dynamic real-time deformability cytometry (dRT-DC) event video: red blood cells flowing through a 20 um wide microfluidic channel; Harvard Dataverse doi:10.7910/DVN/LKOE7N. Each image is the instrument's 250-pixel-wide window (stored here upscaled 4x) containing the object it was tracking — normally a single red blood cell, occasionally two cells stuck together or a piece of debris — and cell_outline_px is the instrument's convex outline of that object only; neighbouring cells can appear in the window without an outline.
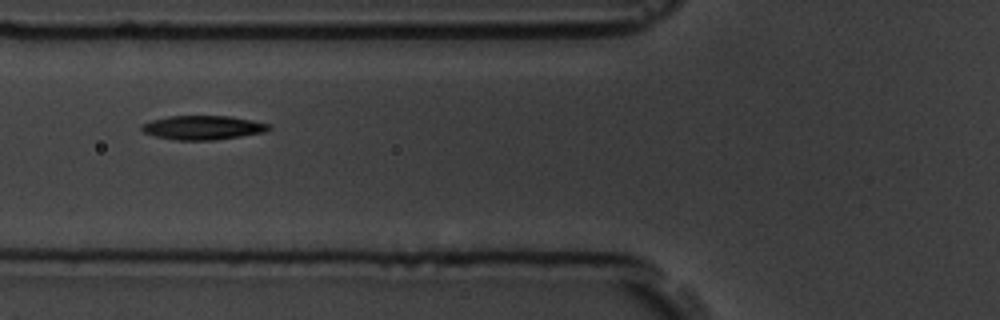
{"species": "common noctule bat (a hibernating species)", "species_latin": "Nyctalus noctula", "temperature_condition": "room temperature", "stored_images_in_passage": 4, "camera_frame_rate_fps": 3000, "um_per_image_px": 0.085, "animal": {"sex": "male", "body_mass_g": 19.5, "forearm_length_mm": 54.6}, "frame": {"image": 1, "passage_image": 2, "time_ms": 1.333, "image_size_px": [1000, 320], "cell_outline_px": [[272, 128], [264, 132], [216, 140], [176, 140], [156, 136], [144, 132], [140, 128], [140, 124], [152, 120], [168, 116], [228, 116], [252, 120], [268, 124]], "centroid_in_image_um": [17.22, 10.84], "position_along_channel_um": 108.6, "area_um2": 17.74}}
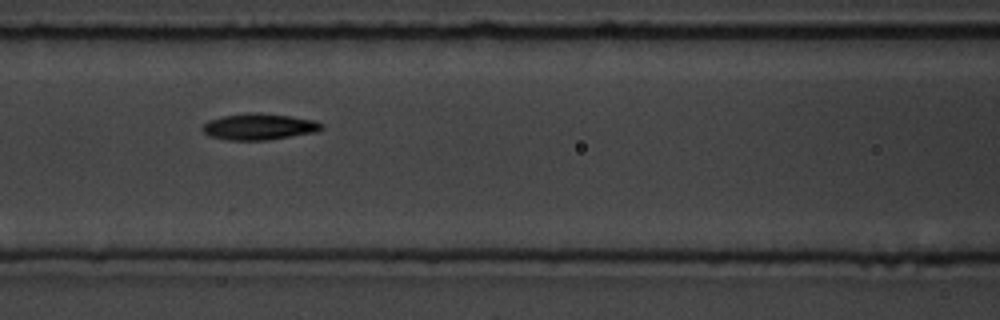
{"frame": {"image": 2, "passage_image": 3, "time_ms": 2.333, "image_size_px": [1000, 320], "cell_outline_px": [[324, 128], [316, 132], [268, 140], [228, 140], [208, 136], [200, 128], [208, 120], [224, 116], [248, 112], [256, 112], [292, 116], [312, 120], [324, 124]], "centroid_in_image_um": [22.01, 10.77], "position_along_channel_um": 144.6, "area_um2": 18.38}}
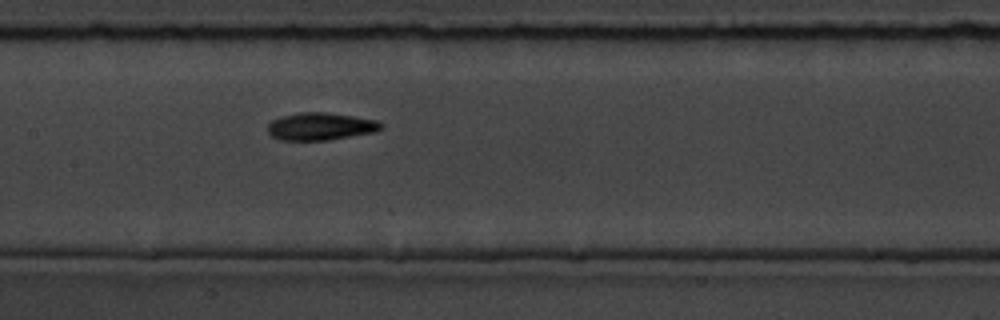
{"frame": {"image": 3, "passage_image": 4, "time_ms": 3.333, "image_size_px": [1000, 320], "cell_outline_px": [[384, 128], [376, 132], [328, 140], [280, 140], [272, 136], [268, 132], [268, 124], [272, 120], [280, 116], [300, 112], [324, 112], [352, 116], [376, 120], [384, 124]], "centroid_in_image_um": [27.26, 10.74], "position_along_channel_um": 180.1, "area_um2": 18.26}}